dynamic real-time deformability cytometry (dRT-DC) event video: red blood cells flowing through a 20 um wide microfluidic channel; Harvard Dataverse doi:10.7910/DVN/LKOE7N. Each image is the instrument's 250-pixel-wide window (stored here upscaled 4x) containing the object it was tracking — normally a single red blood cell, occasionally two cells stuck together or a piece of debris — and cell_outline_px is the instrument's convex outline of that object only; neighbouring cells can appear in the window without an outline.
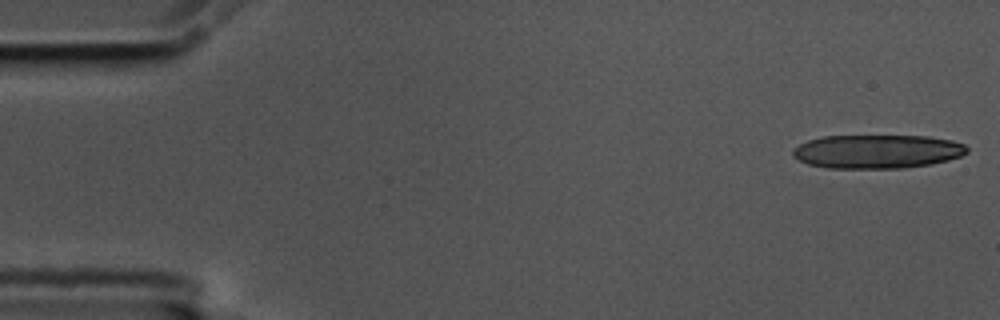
{"species": "common noctule bat (a hibernating species)", "species_latin": "Nyctalus noctula", "temperature_condition": "cold", "stored_images_in_passage": 6, "camera_frame_rate_fps": 3000, "um_per_image_px": 0.085, "animal": {"sex": "male", "body_mass_g": 17.5, "forearm_length_mm": 52.3}, "frame": {"image": 1, "passage_image": 1, "time_ms": 0.0, "image_size_px": [1000, 320], "cell_outline_px": [[968, 152], [960, 156], [948, 160], [932, 164], [904, 168], [828, 168], [808, 164], [792, 156], [792, 148], [808, 140], [824, 136], [928, 136], [952, 140], [964, 144], [968, 148]], "centroid_in_image_um": [74.56, 12.88], "position_along_channel_um": 10.4, "area_um2": 34.39}}